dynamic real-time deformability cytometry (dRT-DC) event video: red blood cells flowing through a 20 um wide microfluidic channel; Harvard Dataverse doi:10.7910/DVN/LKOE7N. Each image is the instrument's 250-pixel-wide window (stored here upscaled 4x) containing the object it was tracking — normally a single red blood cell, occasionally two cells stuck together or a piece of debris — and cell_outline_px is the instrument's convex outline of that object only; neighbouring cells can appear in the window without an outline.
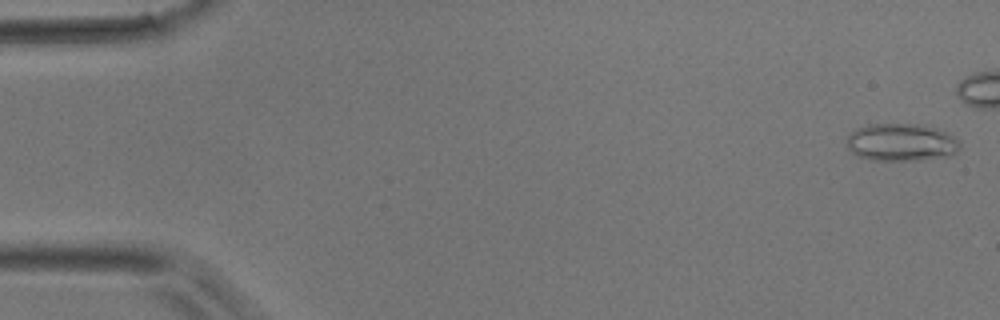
{"species": "common noctule bat (a hibernating species)", "species_latin": "Nyctalus noctula", "temperature_condition": "room temperature", "stored_images_in_passage": 38, "camera_frame_rate_fps": 3000, "um_per_image_px": 0.085, "animal": {"sex": "male", "body_mass_g": 17.9}, "frame": {"image": 1, "passage_image": 1, "time_ms": 0.0, "image_size_px": [1000, 320], "cell_outline_px": [[960, 148], [956, 152], [948, 156], [916, 160], [872, 160], [856, 156], [848, 148], [848, 136], [856, 128], [868, 124], [924, 124], [936, 128], [960, 140]], "centroid_in_image_um": [76.61, 12.09], "position_along_channel_um": 8.4, "area_um2": 24.8}}
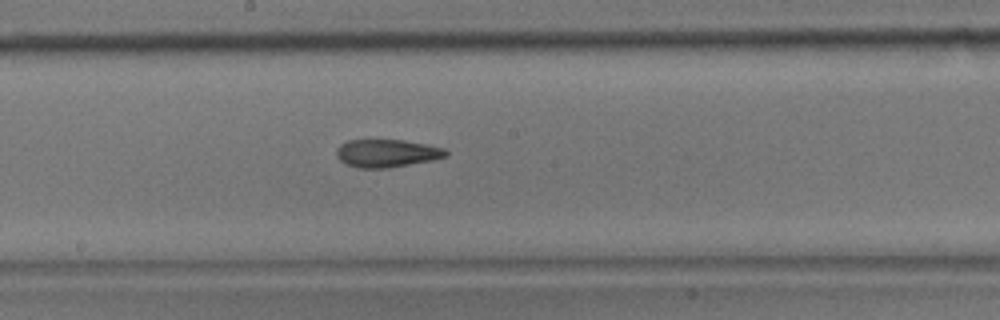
{"frame": {"image": 2, "passage_image": 25, "time_ms": 8.0, "image_size_px": [1000, 320], "cell_outline_px": [[448, 156], [432, 160], [388, 168], [356, 168], [344, 164], [336, 156], [336, 148], [340, 144], [348, 140], [404, 140], [444, 148], [448, 152]], "centroid_in_image_um": [32.84, 13.03], "position_along_channel_um": 215.4, "area_um2": 17.86}}
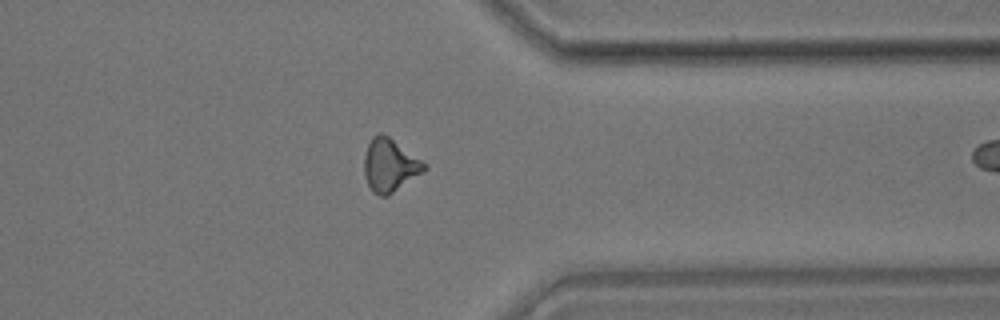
{"frame": {"image": 3, "passage_image": 37, "time_ms": 12.0, "image_size_px": [1000, 320], "cell_outline_px": [[428, 168], [388, 196], [380, 196], [372, 192], [364, 176], [364, 156], [368, 144], [372, 136], [376, 132], [380, 132], [388, 136], [428, 164]], "centroid_in_image_um": [33.12, 14.04], "position_along_channel_um": 378.3, "area_um2": 18.61}}